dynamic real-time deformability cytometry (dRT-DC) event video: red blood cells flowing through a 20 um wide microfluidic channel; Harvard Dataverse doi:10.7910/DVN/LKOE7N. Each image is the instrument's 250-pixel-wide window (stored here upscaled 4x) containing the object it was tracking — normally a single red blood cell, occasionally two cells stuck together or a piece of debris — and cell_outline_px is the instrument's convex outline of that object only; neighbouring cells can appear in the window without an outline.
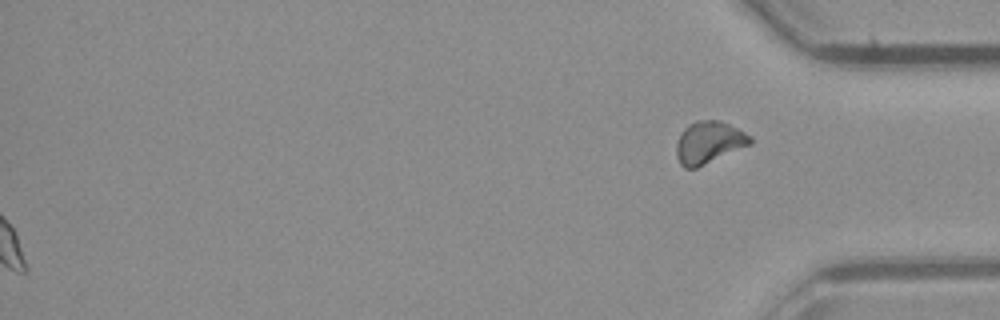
{"species": "common noctule bat (a hibernating species)", "species_latin": "Nyctalus noctula", "temperature_condition": "room temperature", "stored_images_in_passage": 50, "segment_of_instrument_passage": [2, 2], "camera_frame_rate_fps": 3000, "um_per_image_px": 0.085, "animal": {"sex": "male", "body_mass_g": 23.1, "forearm_length_mm": 52.7}, "frame": {"image": 1, "passage_image": 50, "time_ms": 16.333, "image_size_px": [1000, 320], "cell_outline_px": [[752, 144], [696, 168], [684, 168], [680, 164], [676, 156], [676, 144], [680, 132], [688, 124], [696, 120], [720, 120], [752, 136]], "centroid_in_image_um": [60.23, 12.1], "position_along_channel_um": 375.0, "area_um2": 18.26}}